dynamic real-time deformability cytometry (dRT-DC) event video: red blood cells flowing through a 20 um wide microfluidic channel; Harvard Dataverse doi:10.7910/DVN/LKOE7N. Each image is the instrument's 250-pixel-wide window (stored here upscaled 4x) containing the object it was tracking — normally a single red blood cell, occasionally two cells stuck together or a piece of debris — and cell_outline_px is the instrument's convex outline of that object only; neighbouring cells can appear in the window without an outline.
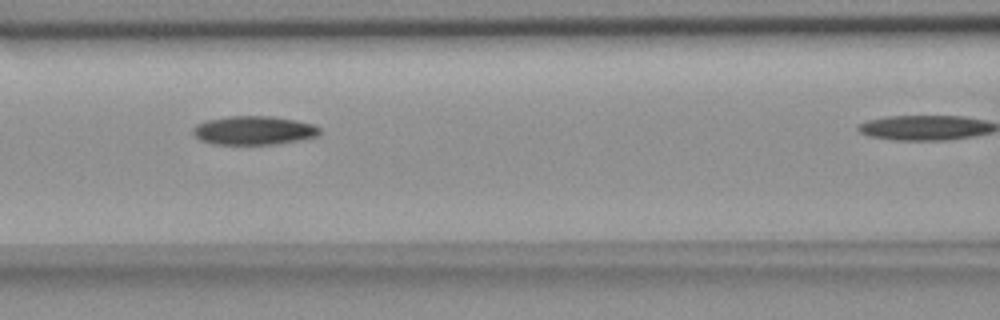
{"species": "common noctule bat (a hibernating species)", "species_latin": "Nyctalus noctula", "temperature_condition": "room temperature", "stored_images_in_passage": 8, "camera_frame_rate_fps": 3000, "um_per_image_px": 0.085, "animal": {"sex": "female", "body_mass_g": 18.4}, "frame": {"image": 1, "passage_image": 5, "time_ms": 4.667, "image_size_px": [1000, 320], "cell_outline_px": [[320, 136], [276, 144], [212, 144], [200, 140], [192, 132], [192, 128], [196, 124], [204, 120], [228, 116], [272, 116], [296, 120], [316, 124], [320, 128]], "centroid_in_image_um": [21.58, 11.07], "position_along_channel_um": 145.0, "area_um2": 21.5}}